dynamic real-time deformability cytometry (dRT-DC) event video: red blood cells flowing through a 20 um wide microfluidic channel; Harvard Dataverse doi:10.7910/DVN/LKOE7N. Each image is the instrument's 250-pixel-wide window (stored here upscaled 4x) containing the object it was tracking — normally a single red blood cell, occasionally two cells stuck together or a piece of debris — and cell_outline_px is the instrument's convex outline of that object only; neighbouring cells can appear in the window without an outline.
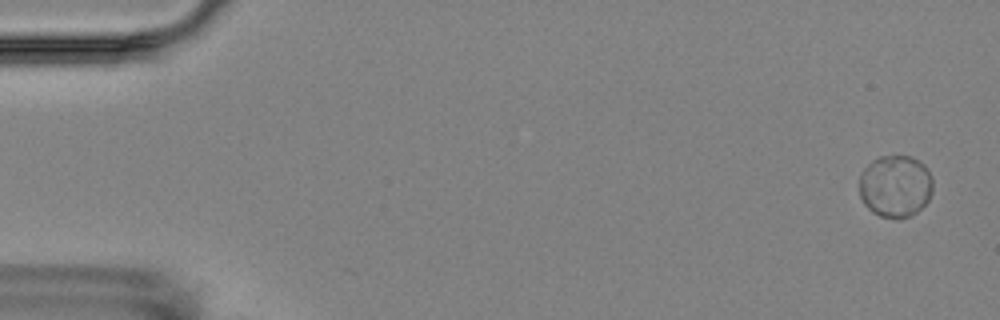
{"species": "Egyptian fruit bat (a non-hibernating species)", "species_latin": "Rousettus aegyptiacus", "temperature_condition": "room temperature", "stored_images_in_passage": 4, "camera_frame_rate_fps": 3000, "um_per_image_px": 0.085, "animal": {"sex": "female"}, "frame": {"image": 1, "passage_image": 1, "time_ms": 0.0, "image_size_px": [1000, 320], "cell_outline_px": [[932, 192], [928, 200], [916, 212], [908, 216], [880, 216], [872, 212], [864, 204], [860, 196], [860, 172], [872, 160], [880, 156], [912, 156], [924, 164], [932, 176]], "centroid_in_image_um": [76.1, 15.78], "position_along_channel_um": 8.9, "area_um2": 26.47}}
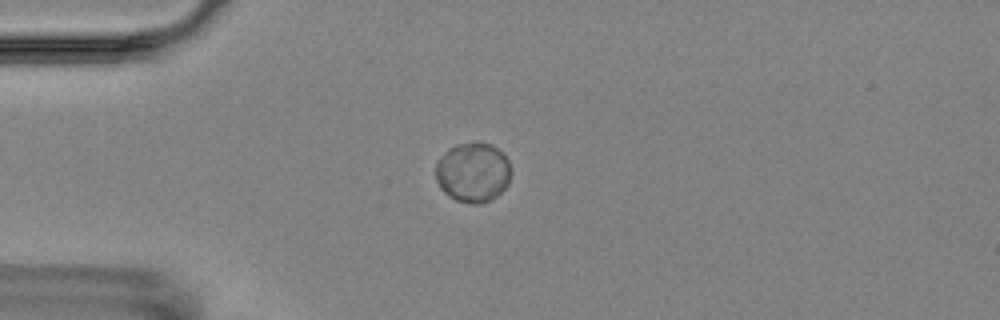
{"frame": {"image": 2, "passage_image": 4, "time_ms": 4.333, "image_size_px": [1000, 320], "cell_outline_px": [[512, 172], [508, 184], [496, 196], [488, 200], [476, 204], [472, 204], [456, 200], [448, 196], [440, 188], [436, 180], [436, 164], [444, 152], [448, 148], [456, 144], [476, 140], [492, 144], [508, 160]], "centroid_in_image_um": [40.19, 14.62], "position_along_channel_um": 44.8, "area_um2": 26.47}}